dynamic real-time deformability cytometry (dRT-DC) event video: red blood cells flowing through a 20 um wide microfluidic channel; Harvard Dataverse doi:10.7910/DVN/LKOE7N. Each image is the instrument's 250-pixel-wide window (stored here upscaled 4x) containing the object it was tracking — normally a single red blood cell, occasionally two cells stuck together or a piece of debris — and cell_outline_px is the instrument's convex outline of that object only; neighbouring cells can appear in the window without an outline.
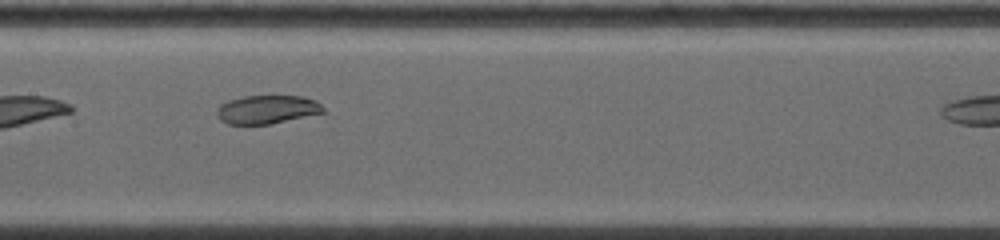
{"species": "common noctule bat (a hibernating species)", "species_latin": "Nyctalus noctula", "temperature_condition": "warm", "stored_images_in_passage": 8, "camera_frame_rate_fps": 5000, "um_per_image_px": 0.085, "animal": {"sex": "female", "body_mass_g": 19.0, "forearm_length_mm": 53.3}, "frame": {"image": 1, "passage_image": 6, "time_ms": 3.8, "image_size_px": [1000, 240], "cell_outline_px": [[324, 112], [272, 124], [228, 124], [220, 120], [216, 112], [216, 108], [220, 104], [228, 100], [244, 96], [304, 96], [316, 100], [324, 108]], "centroid_in_image_um": [22.68, 9.3], "position_along_channel_um": 184.7, "area_um2": 17.74}}